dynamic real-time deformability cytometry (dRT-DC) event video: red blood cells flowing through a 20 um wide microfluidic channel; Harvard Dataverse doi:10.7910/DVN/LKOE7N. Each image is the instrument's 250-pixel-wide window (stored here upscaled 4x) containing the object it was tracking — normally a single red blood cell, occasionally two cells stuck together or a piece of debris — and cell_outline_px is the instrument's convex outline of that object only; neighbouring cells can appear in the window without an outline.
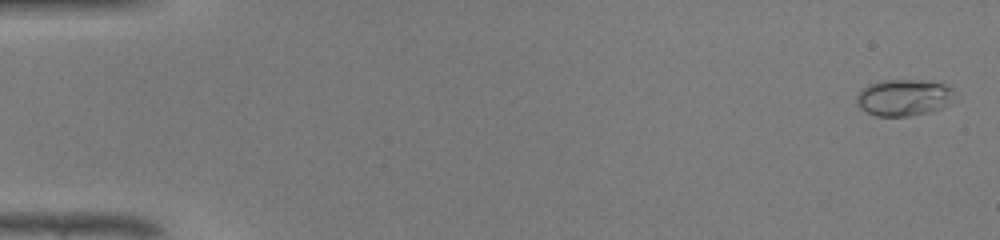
{"species": "common noctule bat (a hibernating species)", "species_latin": "Nyctalus noctula", "temperature_condition": "warm", "stored_images_in_passage": 12, "camera_frame_rate_fps": 3000, "um_per_image_px": 0.085, "animal": {"sex": "male", "body_mass_g": 19.0, "forearm_length_mm": 50.8}, "frame": {"image": 1, "passage_image": 1, "time_ms": 0.0, "image_size_px": [1000, 240], "cell_outline_px": [[960, 100], [944, 108], [912, 116], [876, 116], [860, 108], [856, 104], [856, 96], [860, 88], [868, 84], [880, 80], [928, 80], [944, 84], [952, 88], [956, 92]], "centroid_in_image_um": [76.91, 8.28], "position_along_channel_um": 8.1, "area_um2": 21.79}}